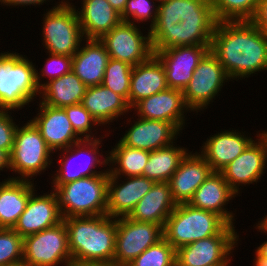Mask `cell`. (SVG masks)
Segmentation results:
<instances>
[{"instance_id": "6da1fadb", "label": "cell", "mask_w": 267, "mask_h": 266, "mask_svg": "<svg viewBox=\"0 0 267 266\" xmlns=\"http://www.w3.org/2000/svg\"><path fill=\"white\" fill-rule=\"evenodd\" d=\"M209 50L232 81L267 70V36L250 20L217 22Z\"/></svg>"}, {"instance_id": "7a4b0ae2", "label": "cell", "mask_w": 267, "mask_h": 266, "mask_svg": "<svg viewBox=\"0 0 267 266\" xmlns=\"http://www.w3.org/2000/svg\"><path fill=\"white\" fill-rule=\"evenodd\" d=\"M72 262L113 265L117 218L106 215L63 219Z\"/></svg>"}, {"instance_id": "3957f363", "label": "cell", "mask_w": 267, "mask_h": 266, "mask_svg": "<svg viewBox=\"0 0 267 266\" xmlns=\"http://www.w3.org/2000/svg\"><path fill=\"white\" fill-rule=\"evenodd\" d=\"M17 52L0 53V109L15 111L39 96L36 67Z\"/></svg>"}, {"instance_id": "277c9868", "label": "cell", "mask_w": 267, "mask_h": 266, "mask_svg": "<svg viewBox=\"0 0 267 266\" xmlns=\"http://www.w3.org/2000/svg\"><path fill=\"white\" fill-rule=\"evenodd\" d=\"M108 180L109 173H102L53 185L62 218L106 215Z\"/></svg>"}, {"instance_id": "5b68a950", "label": "cell", "mask_w": 267, "mask_h": 266, "mask_svg": "<svg viewBox=\"0 0 267 266\" xmlns=\"http://www.w3.org/2000/svg\"><path fill=\"white\" fill-rule=\"evenodd\" d=\"M228 223L217 213L177 204L163 227V237L178 250L210 236L218 235Z\"/></svg>"}, {"instance_id": "8992f818", "label": "cell", "mask_w": 267, "mask_h": 266, "mask_svg": "<svg viewBox=\"0 0 267 266\" xmlns=\"http://www.w3.org/2000/svg\"><path fill=\"white\" fill-rule=\"evenodd\" d=\"M58 3L43 15L42 45L47 53L73 56L85 41L76 6L69 0Z\"/></svg>"}, {"instance_id": "52a82bcc", "label": "cell", "mask_w": 267, "mask_h": 266, "mask_svg": "<svg viewBox=\"0 0 267 266\" xmlns=\"http://www.w3.org/2000/svg\"><path fill=\"white\" fill-rule=\"evenodd\" d=\"M52 153L54 154L30 120L23 126L18 124L10 153V170L18 173V176H13L12 179L31 181L32 177H37L51 166Z\"/></svg>"}, {"instance_id": "ba28073f", "label": "cell", "mask_w": 267, "mask_h": 266, "mask_svg": "<svg viewBox=\"0 0 267 266\" xmlns=\"http://www.w3.org/2000/svg\"><path fill=\"white\" fill-rule=\"evenodd\" d=\"M234 226L228 224L218 235L180 247L175 266H229L239 241Z\"/></svg>"}, {"instance_id": "9c48e42d", "label": "cell", "mask_w": 267, "mask_h": 266, "mask_svg": "<svg viewBox=\"0 0 267 266\" xmlns=\"http://www.w3.org/2000/svg\"><path fill=\"white\" fill-rule=\"evenodd\" d=\"M72 262L64 221L23 238V263L29 266H67Z\"/></svg>"}, {"instance_id": "30bf717a", "label": "cell", "mask_w": 267, "mask_h": 266, "mask_svg": "<svg viewBox=\"0 0 267 266\" xmlns=\"http://www.w3.org/2000/svg\"><path fill=\"white\" fill-rule=\"evenodd\" d=\"M105 137L102 136L98 139H82L78 143L72 144L67 149L59 150V169L56 170V174L52 175V185H63L71 181L82 179L84 177L95 176L102 173H109L108 169L97 171V166L105 168V165H108V155L104 158L103 153L99 154V148L102 147V139ZM63 154V155H62ZM84 154L89 155L84 161L79 164L76 161L79 157H84ZM103 157V159H99ZM74 160V161H73ZM80 160V158L78 159ZM89 160V161H88ZM103 160V161H102ZM71 164V165H70ZM79 165V166H78Z\"/></svg>"}, {"instance_id": "8fae6325", "label": "cell", "mask_w": 267, "mask_h": 266, "mask_svg": "<svg viewBox=\"0 0 267 266\" xmlns=\"http://www.w3.org/2000/svg\"><path fill=\"white\" fill-rule=\"evenodd\" d=\"M228 80L232 81L223 66L209 50L199 61L191 80L182 91L185 104L191 112L198 113L200 110L207 109L225 82H229Z\"/></svg>"}, {"instance_id": "7c38bea8", "label": "cell", "mask_w": 267, "mask_h": 266, "mask_svg": "<svg viewBox=\"0 0 267 266\" xmlns=\"http://www.w3.org/2000/svg\"><path fill=\"white\" fill-rule=\"evenodd\" d=\"M163 238V228L152 222L117 218L112 266H127L142 252Z\"/></svg>"}, {"instance_id": "4fadbf2b", "label": "cell", "mask_w": 267, "mask_h": 266, "mask_svg": "<svg viewBox=\"0 0 267 266\" xmlns=\"http://www.w3.org/2000/svg\"><path fill=\"white\" fill-rule=\"evenodd\" d=\"M216 23L215 18H185L172 26H153L149 29L152 51L210 45Z\"/></svg>"}, {"instance_id": "5bb4252c", "label": "cell", "mask_w": 267, "mask_h": 266, "mask_svg": "<svg viewBox=\"0 0 267 266\" xmlns=\"http://www.w3.org/2000/svg\"><path fill=\"white\" fill-rule=\"evenodd\" d=\"M138 27L121 22L99 39L105 45L109 58L136 66L153 54L150 30L147 29L148 33L144 35Z\"/></svg>"}, {"instance_id": "9a60e30c", "label": "cell", "mask_w": 267, "mask_h": 266, "mask_svg": "<svg viewBox=\"0 0 267 266\" xmlns=\"http://www.w3.org/2000/svg\"><path fill=\"white\" fill-rule=\"evenodd\" d=\"M247 148L220 172L231 189L238 195L241 185L248 186L261 179L267 167V142L260 133ZM258 140V141H257Z\"/></svg>"}, {"instance_id": "2e32d148", "label": "cell", "mask_w": 267, "mask_h": 266, "mask_svg": "<svg viewBox=\"0 0 267 266\" xmlns=\"http://www.w3.org/2000/svg\"><path fill=\"white\" fill-rule=\"evenodd\" d=\"M210 45L176 46L153 51L163 64L168 88L184 90Z\"/></svg>"}, {"instance_id": "e0dca14e", "label": "cell", "mask_w": 267, "mask_h": 266, "mask_svg": "<svg viewBox=\"0 0 267 266\" xmlns=\"http://www.w3.org/2000/svg\"><path fill=\"white\" fill-rule=\"evenodd\" d=\"M131 109L138 118L171 122L180 132L186 124L185 112L191 111L185 104L182 90L173 88L143 98Z\"/></svg>"}, {"instance_id": "ac0fdd59", "label": "cell", "mask_w": 267, "mask_h": 266, "mask_svg": "<svg viewBox=\"0 0 267 266\" xmlns=\"http://www.w3.org/2000/svg\"><path fill=\"white\" fill-rule=\"evenodd\" d=\"M63 221L54 190L43 195L31 194L25 210L12 228L23 238L54 227Z\"/></svg>"}, {"instance_id": "d6986e66", "label": "cell", "mask_w": 267, "mask_h": 266, "mask_svg": "<svg viewBox=\"0 0 267 266\" xmlns=\"http://www.w3.org/2000/svg\"><path fill=\"white\" fill-rule=\"evenodd\" d=\"M38 114L30 121L40 131L47 146L55 153L67 149L82 139L75 133L63 108L39 103Z\"/></svg>"}, {"instance_id": "ffe728a7", "label": "cell", "mask_w": 267, "mask_h": 266, "mask_svg": "<svg viewBox=\"0 0 267 266\" xmlns=\"http://www.w3.org/2000/svg\"><path fill=\"white\" fill-rule=\"evenodd\" d=\"M109 174L107 185V215L112 218L129 216L136 204L152 188L154 181L144 176L123 177ZM121 181L119 183V181Z\"/></svg>"}, {"instance_id": "44dd1931", "label": "cell", "mask_w": 267, "mask_h": 266, "mask_svg": "<svg viewBox=\"0 0 267 266\" xmlns=\"http://www.w3.org/2000/svg\"><path fill=\"white\" fill-rule=\"evenodd\" d=\"M136 119L119 140L125 146L151 152L175 143L180 133L171 122Z\"/></svg>"}, {"instance_id": "7402d4cb", "label": "cell", "mask_w": 267, "mask_h": 266, "mask_svg": "<svg viewBox=\"0 0 267 266\" xmlns=\"http://www.w3.org/2000/svg\"><path fill=\"white\" fill-rule=\"evenodd\" d=\"M211 172L210 165L199 152H188L168 181L176 204L189 203Z\"/></svg>"}, {"instance_id": "603a6c76", "label": "cell", "mask_w": 267, "mask_h": 266, "mask_svg": "<svg viewBox=\"0 0 267 266\" xmlns=\"http://www.w3.org/2000/svg\"><path fill=\"white\" fill-rule=\"evenodd\" d=\"M244 133L225 129L207 138L199 153L205 158L212 171L220 172L253 141L252 137Z\"/></svg>"}, {"instance_id": "cb8c5ba5", "label": "cell", "mask_w": 267, "mask_h": 266, "mask_svg": "<svg viewBox=\"0 0 267 266\" xmlns=\"http://www.w3.org/2000/svg\"><path fill=\"white\" fill-rule=\"evenodd\" d=\"M236 196L237 194L231 189L221 172L212 171L195 191L188 204L198 209L215 212L228 224L233 225L235 214L227 211L225 206Z\"/></svg>"}, {"instance_id": "d4e9b609", "label": "cell", "mask_w": 267, "mask_h": 266, "mask_svg": "<svg viewBox=\"0 0 267 266\" xmlns=\"http://www.w3.org/2000/svg\"><path fill=\"white\" fill-rule=\"evenodd\" d=\"M85 43L72 56L71 70L87 87L97 86L103 82L109 54L99 39H86Z\"/></svg>"}, {"instance_id": "484cf974", "label": "cell", "mask_w": 267, "mask_h": 266, "mask_svg": "<svg viewBox=\"0 0 267 266\" xmlns=\"http://www.w3.org/2000/svg\"><path fill=\"white\" fill-rule=\"evenodd\" d=\"M76 13L84 39H101L122 22L119 14L107 0H82ZM81 10V11H80Z\"/></svg>"}, {"instance_id": "4316f807", "label": "cell", "mask_w": 267, "mask_h": 266, "mask_svg": "<svg viewBox=\"0 0 267 266\" xmlns=\"http://www.w3.org/2000/svg\"><path fill=\"white\" fill-rule=\"evenodd\" d=\"M168 88L163 64L155 54L146 61L133 66L128 104L132 108L143 98Z\"/></svg>"}, {"instance_id": "83f0119b", "label": "cell", "mask_w": 267, "mask_h": 266, "mask_svg": "<svg viewBox=\"0 0 267 266\" xmlns=\"http://www.w3.org/2000/svg\"><path fill=\"white\" fill-rule=\"evenodd\" d=\"M81 104L97 120L99 125H110L111 122L118 120L119 116L132 112L127 100L103 86L87 87ZM125 113V114H124Z\"/></svg>"}, {"instance_id": "f1b7e54d", "label": "cell", "mask_w": 267, "mask_h": 266, "mask_svg": "<svg viewBox=\"0 0 267 266\" xmlns=\"http://www.w3.org/2000/svg\"><path fill=\"white\" fill-rule=\"evenodd\" d=\"M176 206L168 182H155L128 217L137 221L152 222L163 228Z\"/></svg>"}, {"instance_id": "f546056e", "label": "cell", "mask_w": 267, "mask_h": 266, "mask_svg": "<svg viewBox=\"0 0 267 266\" xmlns=\"http://www.w3.org/2000/svg\"><path fill=\"white\" fill-rule=\"evenodd\" d=\"M0 182V228H13L25 210L35 184L30 180L8 177Z\"/></svg>"}, {"instance_id": "4dcf8cb0", "label": "cell", "mask_w": 267, "mask_h": 266, "mask_svg": "<svg viewBox=\"0 0 267 266\" xmlns=\"http://www.w3.org/2000/svg\"><path fill=\"white\" fill-rule=\"evenodd\" d=\"M87 86L71 70L65 75L46 81L40 88V102L55 108L80 104Z\"/></svg>"}, {"instance_id": "1f68e13d", "label": "cell", "mask_w": 267, "mask_h": 266, "mask_svg": "<svg viewBox=\"0 0 267 266\" xmlns=\"http://www.w3.org/2000/svg\"><path fill=\"white\" fill-rule=\"evenodd\" d=\"M185 18H215L211 0H166L158 4L154 26H172Z\"/></svg>"}, {"instance_id": "d6a6232c", "label": "cell", "mask_w": 267, "mask_h": 266, "mask_svg": "<svg viewBox=\"0 0 267 266\" xmlns=\"http://www.w3.org/2000/svg\"><path fill=\"white\" fill-rule=\"evenodd\" d=\"M188 149L175 144L159 148L149 153L143 175L154 182H168L188 153Z\"/></svg>"}, {"instance_id": "836d02e7", "label": "cell", "mask_w": 267, "mask_h": 266, "mask_svg": "<svg viewBox=\"0 0 267 266\" xmlns=\"http://www.w3.org/2000/svg\"><path fill=\"white\" fill-rule=\"evenodd\" d=\"M107 154L109 174L124 177L142 176L149 159V151L123 145L120 141ZM114 166V167H113ZM116 166V167H115Z\"/></svg>"}, {"instance_id": "e575fe53", "label": "cell", "mask_w": 267, "mask_h": 266, "mask_svg": "<svg viewBox=\"0 0 267 266\" xmlns=\"http://www.w3.org/2000/svg\"><path fill=\"white\" fill-rule=\"evenodd\" d=\"M260 0H211L217 22L250 20Z\"/></svg>"}, {"instance_id": "d590c367", "label": "cell", "mask_w": 267, "mask_h": 266, "mask_svg": "<svg viewBox=\"0 0 267 266\" xmlns=\"http://www.w3.org/2000/svg\"><path fill=\"white\" fill-rule=\"evenodd\" d=\"M132 68L127 62L109 58L102 85L128 101Z\"/></svg>"}, {"instance_id": "8d00e7d4", "label": "cell", "mask_w": 267, "mask_h": 266, "mask_svg": "<svg viewBox=\"0 0 267 266\" xmlns=\"http://www.w3.org/2000/svg\"><path fill=\"white\" fill-rule=\"evenodd\" d=\"M176 250L163 237L147 248L127 266H175Z\"/></svg>"}, {"instance_id": "74e56055", "label": "cell", "mask_w": 267, "mask_h": 266, "mask_svg": "<svg viewBox=\"0 0 267 266\" xmlns=\"http://www.w3.org/2000/svg\"><path fill=\"white\" fill-rule=\"evenodd\" d=\"M23 262V237L12 228H0V266Z\"/></svg>"}, {"instance_id": "f35d334b", "label": "cell", "mask_w": 267, "mask_h": 266, "mask_svg": "<svg viewBox=\"0 0 267 266\" xmlns=\"http://www.w3.org/2000/svg\"><path fill=\"white\" fill-rule=\"evenodd\" d=\"M157 17L158 4H156L154 0H128L123 13L121 14L122 22L137 24L149 20L150 29L155 25Z\"/></svg>"}, {"instance_id": "ab89813d", "label": "cell", "mask_w": 267, "mask_h": 266, "mask_svg": "<svg viewBox=\"0 0 267 266\" xmlns=\"http://www.w3.org/2000/svg\"><path fill=\"white\" fill-rule=\"evenodd\" d=\"M68 119L71 122V126L75 133L81 139H98L93 134L92 128L98 125L97 120L90 114V112L80 103L76 105H70L63 107ZM92 135V136H91ZM95 137V138H94Z\"/></svg>"}, {"instance_id": "60d3db41", "label": "cell", "mask_w": 267, "mask_h": 266, "mask_svg": "<svg viewBox=\"0 0 267 266\" xmlns=\"http://www.w3.org/2000/svg\"><path fill=\"white\" fill-rule=\"evenodd\" d=\"M47 54H49V58L46 59L44 67L41 68V73H38V69L36 70V83L39 88L45 84V82L40 81L44 76L45 78L48 76L47 81H50L69 73L72 69V56Z\"/></svg>"}, {"instance_id": "b9f144b4", "label": "cell", "mask_w": 267, "mask_h": 266, "mask_svg": "<svg viewBox=\"0 0 267 266\" xmlns=\"http://www.w3.org/2000/svg\"><path fill=\"white\" fill-rule=\"evenodd\" d=\"M9 110L0 109V149L11 153L18 125L14 122Z\"/></svg>"}, {"instance_id": "7bdbcfd3", "label": "cell", "mask_w": 267, "mask_h": 266, "mask_svg": "<svg viewBox=\"0 0 267 266\" xmlns=\"http://www.w3.org/2000/svg\"><path fill=\"white\" fill-rule=\"evenodd\" d=\"M250 21L267 36V0L258 2L256 11Z\"/></svg>"}, {"instance_id": "ee69618b", "label": "cell", "mask_w": 267, "mask_h": 266, "mask_svg": "<svg viewBox=\"0 0 267 266\" xmlns=\"http://www.w3.org/2000/svg\"><path fill=\"white\" fill-rule=\"evenodd\" d=\"M49 2V0H0V3L1 4H3V5H6V6H23V7H25V5H26V7L29 5V6H31V5H39V6H41V5H43L45 2ZM41 4V5H40Z\"/></svg>"}, {"instance_id": "f6af8a7d", "label": "cell", "mask_w": 267, "mask_h": 266, "mask_svg": "<svg viewBox=\"0 0 267 266\" xmlns=\"http://www.w3.org/2000/svg\"><path fill=\"white\" fill-rule=\"evenodd\" d=\"M256 229H259L257 230L258 232L260 231L261 233L264 232V233H267V227L261 222V221H258V223H256ZM255 254H257L260 258H263V259H267V240L264 241L258 248L257 250L255 251Z\"/></svg>"}, {"instance_id": "bcb514c9", "label": "cell", "mask_w": 267, "mask_h": 266, "mask_svg": "<svg viewBox=\"0 0 267 266\" xmlns=\"http://www.w3.org/2000/svg\"><path fill=\"white\" fill-rule=\"evenodd\" d=\"M10 170V155L5 151L0 149V171Z\"/></svg>"}, {"instance_id": "7dc6e473", "label": "cell", "mask_w": 267, "mask_h": 266, "mask_svg": "<svg viewBox=\"0 0 267 266\" xmlns=\"http://www.w3.org/2000/svg\"><path fill=\"white\" fill-rule=\"evenodd\" d=\"M111 6L119 13L122 14L128 0H107Z\"/></svg>"}, {"instance_id": "c3c4849f", "label": "cell", "mask_w": 267, "mask_h": 266, "mask_svg": "<svg viewBox=\"0 0 267 266\" xmlns=\"http://www.w3.org/2000/svg\"><path fill=\"white\" fill-rule=\"evenodd\" d=\"M255 255L256 257L253 260L254 261L253 266H267V259L260 258L257 254Z\"/></svg>"}, {"instance_id": "681fc988", "label": "cell", "mask_w": 267, "mask_h": 266, "mask_svg": "<svg viewBox=\"0 0 267 266\" xmlns=\"http://www.w3.org/2000/svg\"><path fill=\"white\" fill-rule=\"evenodd\" d=\"M67 266H111V265H105V264H78V263L71 262Z\"/></svg>"}, {"instance_id": "f907efd6", "label": "cell", "mask_w": 267, "mask_h": 266, "mask_svg": "<svg viewBox=\"0 0 267 266\" xmlns=\"http://www.w3.org/2000/svg\"><path fill=\"white\" fill-rule=\"evenodd\" d=\"M262 132V133H261ZM260 134L261 136L265 139V141L267 142V131L264 130V131H261Z\"/></svg>"}, {"instance_id": "816d5d0a", "label": "cell", "mask_w": 267, "mask_h": 266, "mask_svg": "<svg viewBox=\"0 0 267 266\" xmlns=\"http://www.w3.org/2000/svg\"><path fill=\"white\" fill-rule=\"evenodd\" d=\"M260 221L267 227V215H265Z\"/></svg>"}, {"instance_id": "f5cc1de1", "label": "cell", "mask_w": 267, "mask_h": 266, "mask_svg": "<svg viewBox=\"0 0 267 266\" xmlns=\"http://www.w3.org/2000/svg\"><path fill=\"white\" fill-rule=\"evenodd\" d=\"M12 266H29V265L22 262L20 264H16V265H12Z\"/></svg>"}, {"instance_id": "db71d44e", "label": "cell", "mask_w": 267, "mask_h": 266, "mask_svg": "<svg viewBox=\"0 0 267 266\" xmlns=\"http://www.w3.org/2000/svg\"><path fill=\"white\" fill-rule=\"evenodd\" d=\"M154 1L158 2V4H159V3L164 2L166 0H154Z\"/></svg>"}]
</instances>
